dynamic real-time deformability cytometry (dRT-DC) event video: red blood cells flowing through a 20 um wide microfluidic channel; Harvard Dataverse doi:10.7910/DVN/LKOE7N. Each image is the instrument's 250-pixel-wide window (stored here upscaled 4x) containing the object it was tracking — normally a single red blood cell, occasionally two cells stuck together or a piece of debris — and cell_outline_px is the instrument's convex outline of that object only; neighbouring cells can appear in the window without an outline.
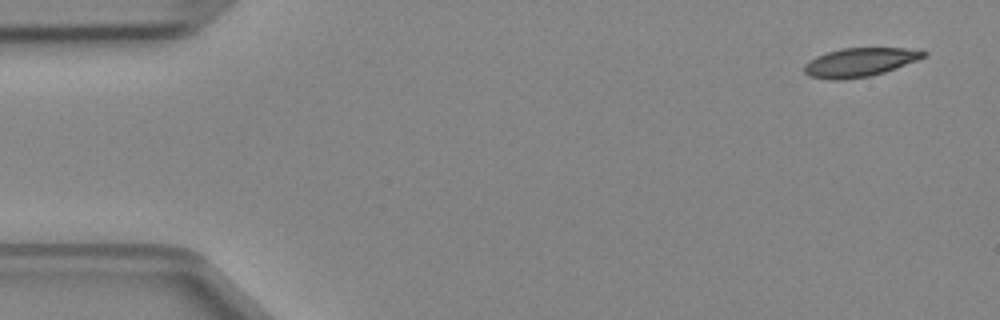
{"species": "Egyptian fruit bat (a non-hibernating species)", "species_latin": "Rousettus aegyptiacus", "temperature_condition": "cold", "stored_images_in_passage": 3, "camera_frame_rate_fps": 3000, "um_per_image_px": 0.085, "animal": {"sex": "female"}, "frame": {"image": 1, "passage_image": 1, "time_ms": 0.0, "image_size_px": [1000, 320], "cell_outline_px": [[928, 56], [884, 72], [872, 76], [844, 80], [832, 80], [808, 76], [804, 72], [804, 64], [816, 56], [840, 48], [904, 48], [928, 52]], "centroid_in_image_um": [73.06, 5.3], "position_along_channel_um": 11.9, "area_um2": 20.06}}